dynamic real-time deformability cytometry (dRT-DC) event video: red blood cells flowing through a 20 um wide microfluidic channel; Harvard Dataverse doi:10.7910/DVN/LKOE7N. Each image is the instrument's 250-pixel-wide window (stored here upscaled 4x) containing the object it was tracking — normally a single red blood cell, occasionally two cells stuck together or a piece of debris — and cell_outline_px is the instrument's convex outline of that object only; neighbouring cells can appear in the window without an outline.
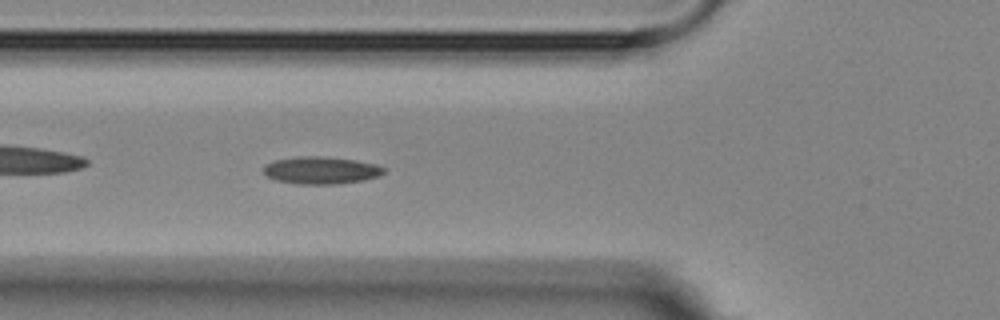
{"species": "Egyptian fruit bat (a non-hibernating species)", "species_latin": "Rousettus aegyptiacus", "temperature_condition": "room temperature", "stored_images_in_passage": 6, "camera_frame_rate_fps": 3000, "um_per_image_px": 0.085, "animal": {"sex": "female"}, "frame": {"image": 1, "passage_image": 6, "time_ms": 5.667, "image_size_px": [1000, 320], "cell_outline_px": [[388, 168], [380, 176], [364, 180], [336, 184], [296, 184], [276, 180], [268, 176], [264, 172], [264, 164], [276, 160], [300, 156], [324, 156], [356, 160], [376, 164]], "centroid_in_image_um": [27.33, 14.47], "position_along_channel_um": 98.5, "area_um2": 19.31}}